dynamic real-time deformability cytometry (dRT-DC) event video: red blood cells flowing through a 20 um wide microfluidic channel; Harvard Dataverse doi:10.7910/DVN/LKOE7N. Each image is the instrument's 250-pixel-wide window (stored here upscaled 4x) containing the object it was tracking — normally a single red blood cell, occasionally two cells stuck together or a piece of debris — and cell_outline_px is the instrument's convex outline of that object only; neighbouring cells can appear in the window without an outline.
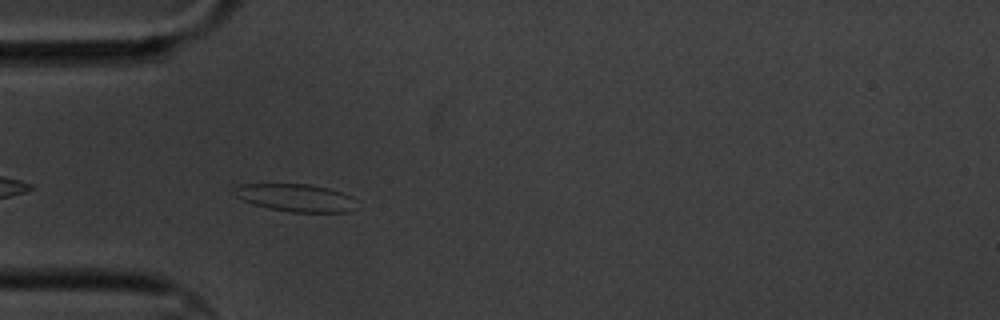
{"species": "common noctule bat (a hibernating species)", "species_latin": "Nyctalus noctula", "temperature_condition": "cold", "stored_images_in_passage": 10, "camera_frame_rate_fps": 3000, "um_per_image_px": 0.085, "animal": {"sex": "male", "body_mass_g": 20.1, "forearm_length_mm": 53.5}, "frame": {"image": 1, "passage_image": 5, "time_ms": 4.667, "image_size_px": [1000, 320], "cell_outline_px": [[356, 208], [348, 212], [292, 212], [268, 208], [244, 200], [236, 196], [232, 188], [240, 184], [308, 184], [328, 188], [352, 196]], "centroid_in_image_um": [25.14, 16.8], "position_along_channel_um": 59.9, "area_um2": 19.54}}
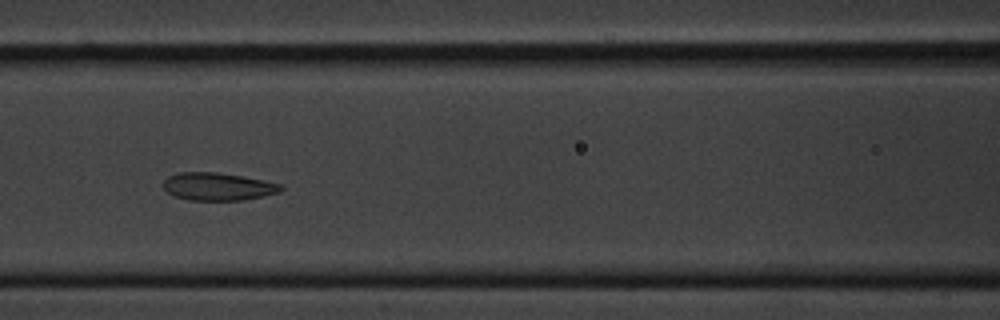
{"frame": {"image": 2, "passage_image": 7, "time_ms": 7.333, "image_size_px": [1000, 320], "cell_outline_px": [[284, 188], [280, 192], [264, 196], [244, 200], [188, 200], [176, 196], [168, 192], [160, 184], [168, 176], [180, 172], [216, 172], [244, 176], [284, 184]], "centroid_in_image_um": [18.55, 15.85], "position_along_channel_um": 148.0, "area_um2": 19.25}}
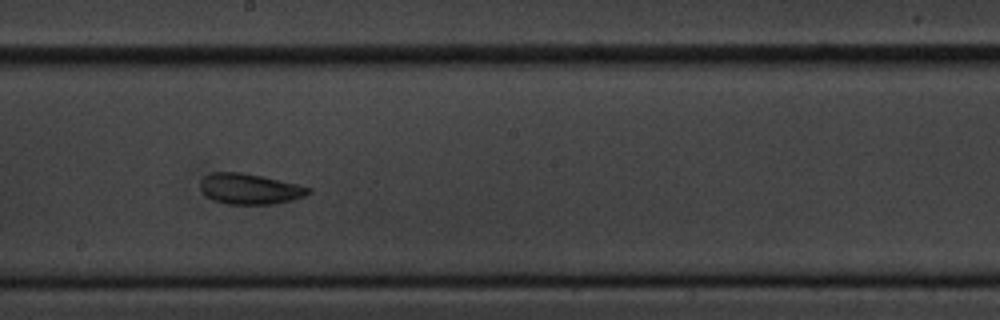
{"frame": {"image": 3, "passage_image": 9, "time_ms": 9.667, "image_size_px": [1000, 320], "cell_outline_px": [[312, 192], [304, 196], [292, 200], [276, 204], [228, 204], [216, 200], [208, 196], [200, 188], [200, 180], [204, 176], [212, 172], [240, 172], [260, 176], [296, 184], [312, 188]], "centroid_in_image_um": [21.24, 16.05], "position_along_channel_um": 227.0, "area_um2": 19.07}}